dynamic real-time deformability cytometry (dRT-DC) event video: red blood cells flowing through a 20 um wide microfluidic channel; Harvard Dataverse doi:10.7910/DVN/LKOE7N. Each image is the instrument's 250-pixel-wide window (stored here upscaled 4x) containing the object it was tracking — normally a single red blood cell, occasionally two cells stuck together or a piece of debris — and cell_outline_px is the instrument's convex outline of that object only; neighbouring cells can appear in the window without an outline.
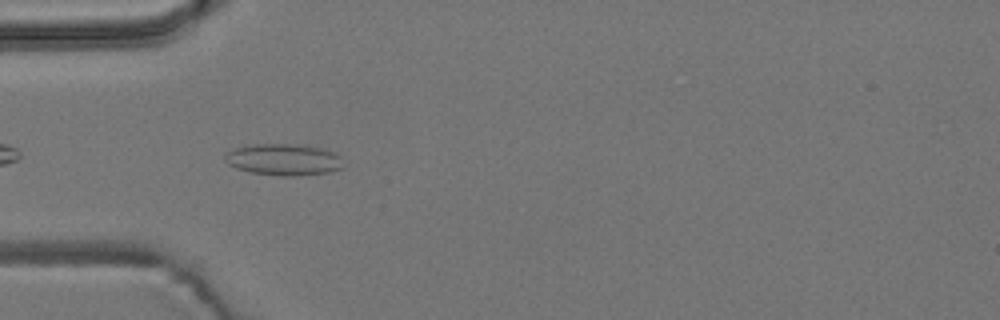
{"species": "common noctule bat (a hibernating species)", "species_latin": "Nyctalus noctula", "temperature_condition": "room temperature", "stored_images_in_passage": 6, "camera_frame_rate_fps": 3000, "um_per_image_px": 0.085, "animal": {"sex": "male", "body_mass_g": 19.2, "forearm_length_mm": 51.8}, "frame": {"image": 1, "passage_image": 3, "time_ms": 0.667, "image_size_px": [1000, 320], "cell_outline_px": [[344, 168], [328, 172], [296, 176], [280, 176], [252, 172], [236, 168], [228, 164], [224, 160], [224, 152], [232, 148], [252, 144], [296, 144], [320, 148], [332, 152], [340, 156]], "centroid_in_image_um": [24.06, 13.56], "position_along_channel_um": 60.9, "area_um2": 21.91}}